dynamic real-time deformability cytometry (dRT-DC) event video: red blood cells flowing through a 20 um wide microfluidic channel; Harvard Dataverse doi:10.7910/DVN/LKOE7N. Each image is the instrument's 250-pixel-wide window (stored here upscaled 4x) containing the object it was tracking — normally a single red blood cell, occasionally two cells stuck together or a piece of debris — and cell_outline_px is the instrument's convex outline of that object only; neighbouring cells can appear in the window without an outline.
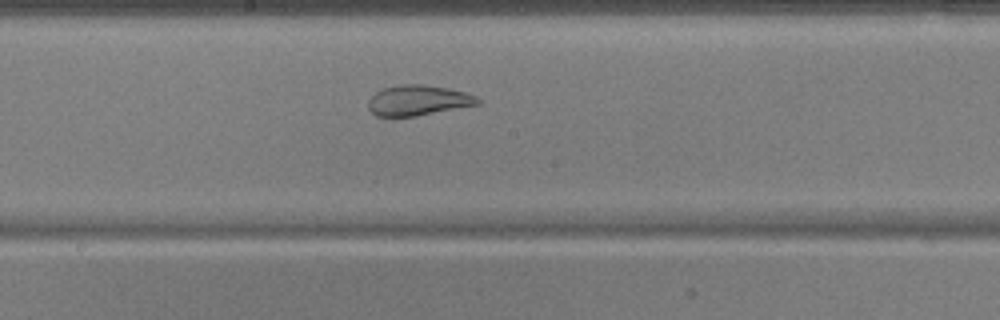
{"species": "common noctule bat (a hibernating species)", "species_latin": "Nyctalus noctula", "temperature_condition": "warm", "stored_images_in_passage": 39, "camera_frame_rate_fps": 3000, "um_per_image_px": 0.085, "animal": {"sex": "male", "body_mass_g": 17.9, "forearm_length_mm": 54.2}, "frame": {"image": 1, "passage_image": 15, "time_ms": 4.667, "image_size_px": [1000, 320], "cell_outline_px": [[480, 104], [416, 116], [376, 116], [368, 108], [368, 100], [376, 92], [384, 88], [404, 84], [424, 84], [448, 88], [468, 92], [476, 96], [480, 100]], "centroid_in_image_um": [35.57, 8.52], "position_along_channel_um": 212.6, "area_um2": 19.36}}
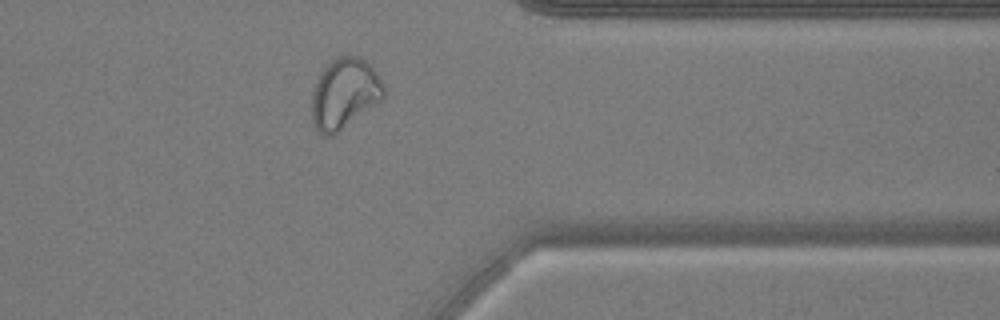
{"frame": {"image": 2, "passage_image": 29, "time_ms": 9.333, "image_size_px": [1000, 320], "cell_outline_px": [[384, 96], [380, 100], [332, 136], [324, 136], [316, 128], [312, 120], [312, 92], [316, 80], [320, 72], [332, 60], [348, 52], [364, 60], [376, 72], [384, 88]], "centroid_in_image_um": [29.24, 7.92], "position_along_channel_um": 382.2, "area_um2": 29.13}}
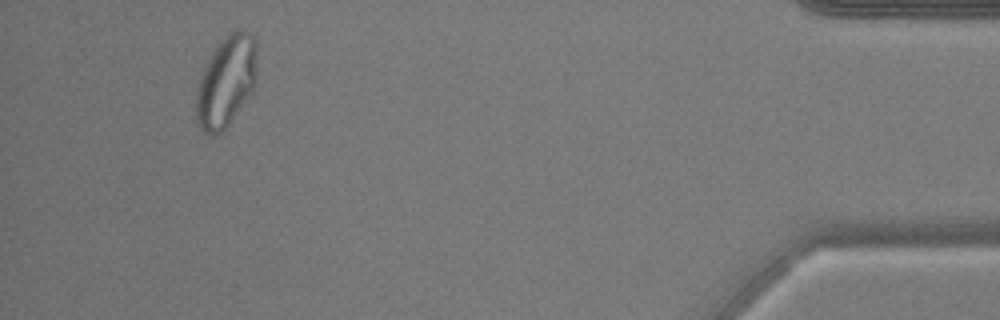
{"frame": {"image": 3, "passage_image": 36, "time_ms": 11.667, "image_size_px": [1000, 320], "cell_outline_px": [[256, 84], [252, 92], [224, 132], [216, 136], [212, 136], [204, 132], [200, 128], [196, 120], [196, 92], [204, 68], [212, 52], [228, 32], [232, 28], [240, 28], [248, 32], [256, 40]], "centroid_in_image_um": [19.24, 6.94], "position_along_channel_um": 416.0, "area_um2": 32.71}, "authors_computed_cell_mechanics": {"area_um2": 24.7384, "velocity_mm_per_s": 3.7959, "shape_relaxation_time_tau1_ms": null, "shape_relaxation_time_tau2_ms": 1.017, "deformation_change_tau1": null, "deformation_change_tau2": 0.0593}}